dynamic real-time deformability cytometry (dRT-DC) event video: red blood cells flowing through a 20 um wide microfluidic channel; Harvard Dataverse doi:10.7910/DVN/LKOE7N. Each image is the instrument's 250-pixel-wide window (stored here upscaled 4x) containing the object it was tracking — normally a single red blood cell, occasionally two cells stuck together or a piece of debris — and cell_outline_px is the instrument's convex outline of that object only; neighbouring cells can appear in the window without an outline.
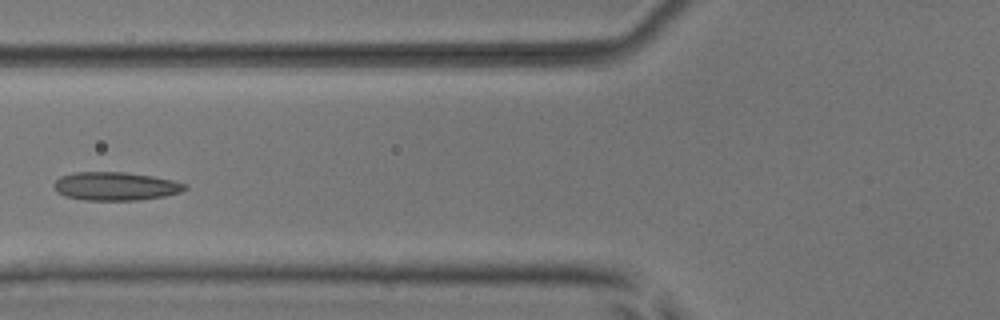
{"species": "common noctule bat (a hibernating species)", "species_latin": "Nyctalus noctula", "temperature_condition": "room temperature", "stored_images_in_passage": 5, "camera_frame_rate_fps": 3000, "um_per_image_px": 0.085, "animal": {"sex": "male", "body_mass_g": 17.9, "forearm_length_mm": 54.2}, "frame": {"image": 1, "passage_image": 4, "time_ms": 3.333, "image_size_px": [1000, 320], "cell_outline_px": [[188, 188], [180, 192], [164, 196], [140, 200], [84, 200], [64, 196], [56, 192], [52, 188], [52, 184], [60, 176], [76, 172], [124, 172], [152, 176], [172, 180], [188, 184]], "centroid_in_image_um": [9.79, 15.83], "position_along_channel_um": 116.0, "area_um2": 21.85}}
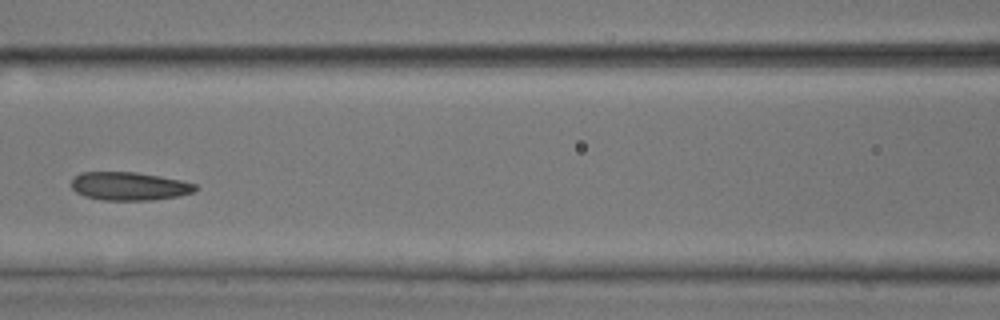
{"frame": {"image": 2, "passage_image": 5, "time_ms": 4.333, "image_size_px": [1000, 320], "cell_outline_px": [[200, 188], [192, 192], [180, 196], [152, 200], [100, 200], [84, 196], [76, 192], [72, 188], [72, 176], [80, 172], [136, 172], [160, 176], [180, 180], [196, 184]], "centroid_in_image_um": [10.98, 15.82], "position_along_channel_um": 155.6, "area_um2": 20.63}}